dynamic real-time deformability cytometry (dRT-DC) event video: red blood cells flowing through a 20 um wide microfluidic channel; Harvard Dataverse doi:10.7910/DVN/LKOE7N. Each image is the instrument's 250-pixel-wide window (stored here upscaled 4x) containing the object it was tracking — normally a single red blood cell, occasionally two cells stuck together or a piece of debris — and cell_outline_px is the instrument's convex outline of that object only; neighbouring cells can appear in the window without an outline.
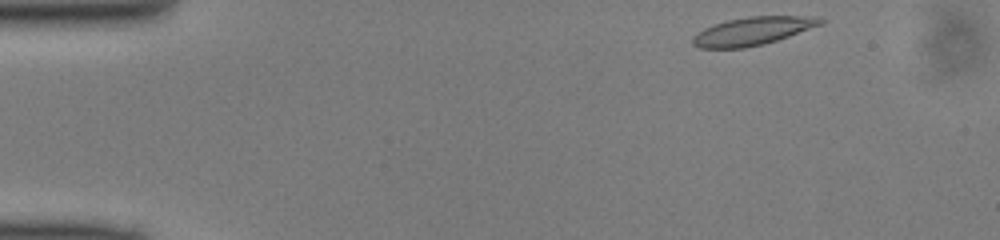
{"species": "common noctule bat (a hibernating species)", "species_latin": "Nyctalus noctula", "temperature_condition": "cold", "stored_images_in_passage": 44, "camera_frame_rate_fps": 3000, "um_per_image_px": 0.085, "animal": {"sex": "male", "body_mass_g": 13.0, "forearm_length_mm": 53.1}, "frame": {"image": 1, "passage_image": 1, "time_ms": 0.0, "image_size_px": [1000, 240], "cell_outline_px": [[824, 24], [764, 44], [744, 48], [700, 48], [692, 44], [692, 36], [704, 28], [728, 20], [748, 16], [820, 16], [824, 20]], "centroid_in_image_um": [64.0, 2.63], "position_along_channel_um": 21.0, "area_um2": 20.92}}
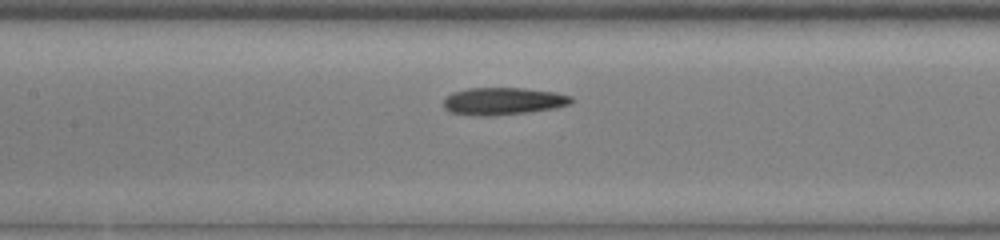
{"frame": {"image": 2, "passage_image": 18, "time_ms": 5.667, "image_size_px": [1000, 240], "cell_outline_px": [[572, 104], [556, 108], [528, 112], [496, 116], [476, 116], [448, 112], [444, 108], [444, 100], [452, 92], [468, 88], [524, 88], [556, 92], [572, 96]], "centroid_in_image_um": [42.77, 8.61], "position_along_channel_um": 164.6, "area_um2": 20.63}}
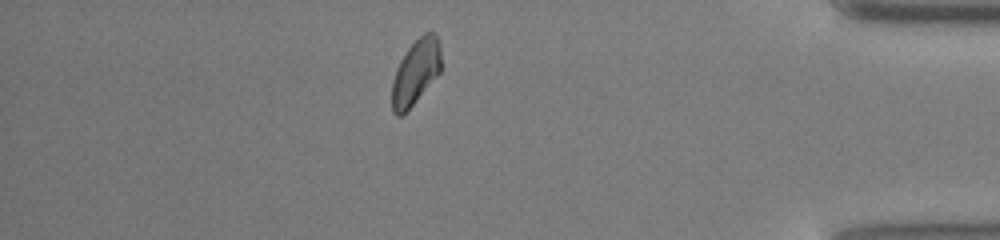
{"frame": {"image": 3, "passage_image": 38, "time_ms": 12.333, "image_size_px": [1000, 240], "cell_outline_px": [[440, 72], [412, 104], [400, 116], [396, 116], [392, 112], [392, 80], [396, 68], [400, 60], [408, 48], [424, 32], [432, 32], [436, 36], [440, 44]], "centroid_in_image_um": [35.31, 6.11], "position_along_channel_um": 399.9, "area_um2": 18.26}}